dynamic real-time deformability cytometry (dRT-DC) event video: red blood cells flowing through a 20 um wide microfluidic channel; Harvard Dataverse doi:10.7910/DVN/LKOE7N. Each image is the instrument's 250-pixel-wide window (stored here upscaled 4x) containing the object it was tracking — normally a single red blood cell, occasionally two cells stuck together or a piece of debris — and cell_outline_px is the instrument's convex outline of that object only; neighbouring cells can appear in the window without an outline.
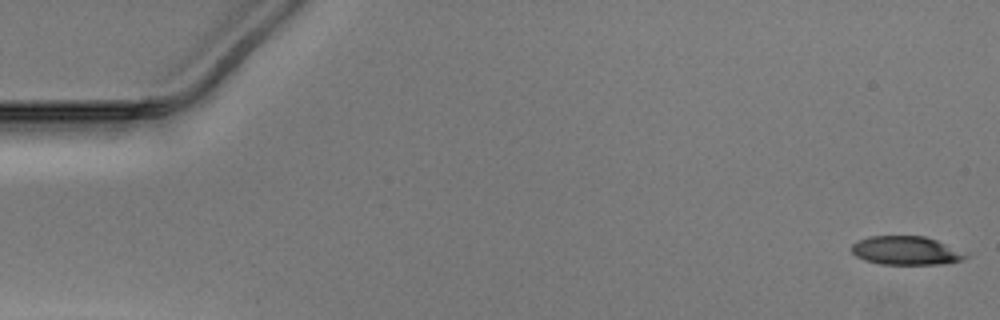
{"species": "Egyptian fruit bat (a non-hibernating species)", "species_latin": "Rousettus aegyptiacus", "temperature_condition": "warm", "stored_images_in_passage": 51, "camera_frame_rate_fps": 3000, "um_per_image_px": 0.085, "animal": {"sex": "male"}, "frame": {"image": 1, "passage_image": 1, "time_ms": 0.0, "image_size_px": [1000, 320], "cell_outline_px": [[972, 252], [964, 260], [940, 264], [880, 264], [864, 260], [856, 256], [852, 252], [852, 244], [868, 236], [924, 236]], "centroid_in_image_um": [77.11, 21.3], "position_along_channel_um": 7.9, "area_um2": 19.36}}
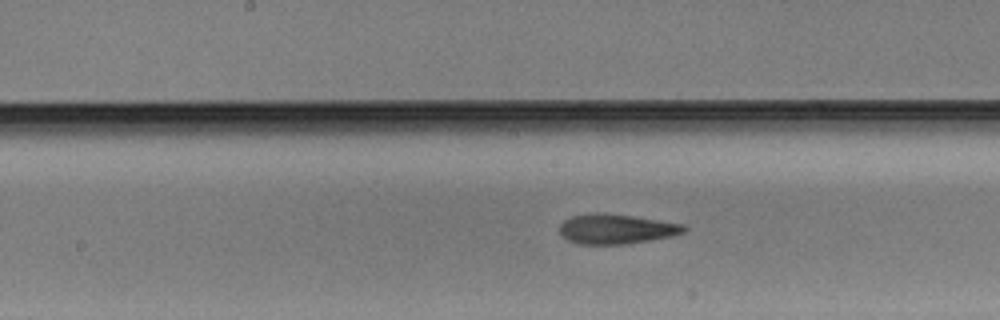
{"frame": {"image": 2, "passage_image": 26, "time_ms": 8.333, "image_size_px": [1000, 320], "cell_outline_px": [[688, 228], [684, 232], [672, 236], [624, 244], [580, 244], [568, 240], [560, 236], [560, 224], [564, 220], [572, 216], [592, 212], [608, 212], [684, 224]], "centroid_in_image_um": [52.36, 19.44], "position_along_channel_um": 195.8, "area_um2": 21.79}}
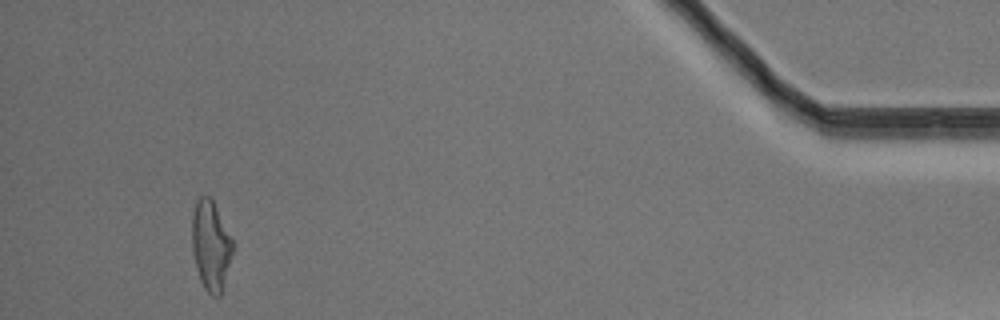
{"frame": {"image": 3, "passage_image": 48, "time_ms": 15.667, "image_size_px": [1000, 320], "cell_outline_px": [[232, 252], [220, 296], [212, 296], [204, 288], [200, 280], [196, 268], [192, 252], [192, 216], [196, 200], [200, 196], [212, 196], [232, 240]], "centroid_in_image_um": [17.89, 20.83], "position_along_channel_um": 417.3, "area_um2": 21.15}}